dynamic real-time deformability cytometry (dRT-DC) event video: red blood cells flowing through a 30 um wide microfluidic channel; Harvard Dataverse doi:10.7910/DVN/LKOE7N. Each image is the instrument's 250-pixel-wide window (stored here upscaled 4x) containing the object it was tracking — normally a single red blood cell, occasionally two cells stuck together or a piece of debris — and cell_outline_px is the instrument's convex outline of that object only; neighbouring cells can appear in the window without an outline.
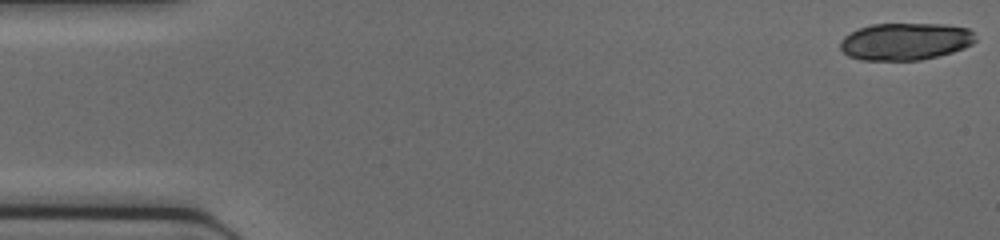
{"species": "common noctule bat (a hibernating species)", "species_latin": "Nyctalus noctula", "temperature_condition": "cold", "stored_images_in_passage": 42, "camera_frame_rate_fps": 3000, "um_per_image_px": 0.085, "animal": {"sex": "female", "body_mass_g": 17.0, "forearm_length_mm": 48.0}, "frame": {"image": 1, "passage_image": 1, "time_ms": 0.0, "image_size_px": [1000, 240], "cell_outline_px": [[976, 40], [972, 44], [964, 48], [952, 52], [920, 60], [860, 60], [848, 56], [840, 48], [840, 40], [844, 36], [860, 28], [872, 24], [944, 24], [968, 28], [972, 32]], "centroid_in_image_um": [76.94, 3.52], "position_along_channel_um": 8.1, "area_um2": 29.25}}
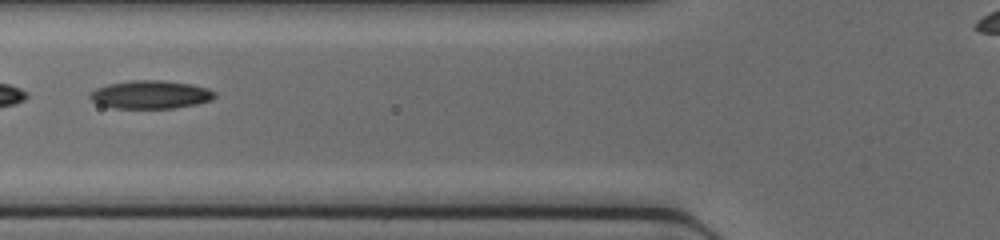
{"frame": {"image": 2, "passage_image": 18, "time_ms": 5.667, "image_size_px": [1000, 240], "cell_outline_px": [[216, 96], [212, 100], [196, 104], [172, 108], [112, 108], [100, 104], [92, 100], [88, 96], [88, 92], [96, 88], [108, 84], [132, 80], [164, 80], [192, 84], [208, 88], [216, 92]], "centroid_in_image_um": [12.8, 8.03], "position_along_channel_um": 113.0, "area_um2": 20.63}}
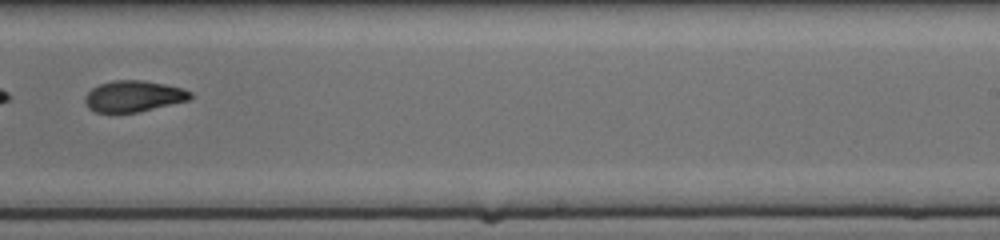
{"frame": {"image": 3, "passage_image": 29, "time_ms": 9.333, "image_size_px": [1000, 240], "cell_outline_px": [[192, 96], [188, 100], [136, 112], [96, 112], [88, 108], [84, 100], [84, 96], [92, 88], [100, 84], [112, 80], [144, 80], [184, 88], [192, 92]], "centroid_in_image_um": [11.34, 8.16], "position_along_channel_um": 277.7, "area_um2": 19.02}}